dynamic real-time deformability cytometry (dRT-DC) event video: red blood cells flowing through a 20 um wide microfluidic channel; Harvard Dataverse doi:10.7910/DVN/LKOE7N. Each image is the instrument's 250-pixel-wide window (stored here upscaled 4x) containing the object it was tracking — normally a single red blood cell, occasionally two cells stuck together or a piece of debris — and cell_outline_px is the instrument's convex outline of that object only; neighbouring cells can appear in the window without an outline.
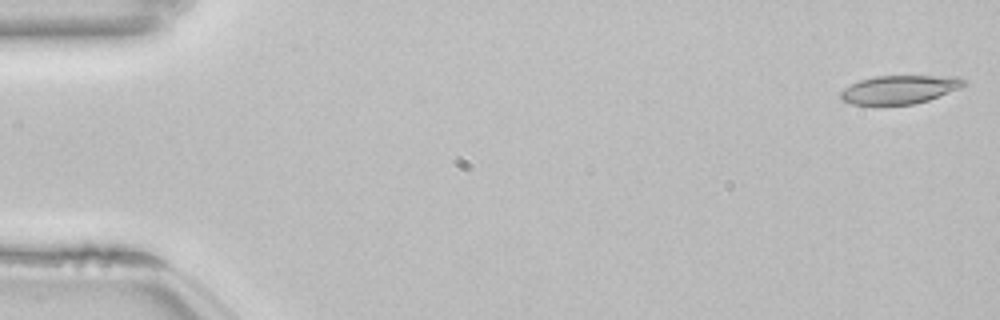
{"species": "common noctule bat (a hibernating species)", "species_latin": "Nyctalus noctula", "temperature_condition": "room temperature", "stored_images_in_passage": 53, "camera_frame_rate_fps": 3000, "um_per_image_px": 0.085, "animal": {"sex": "female", "body_mass_g": 22.7, "forearm_length_mm": 54.2}, "frame": {"image": 1, "passage_image": 1, "time_ms": 0.0, "image_size_px": [1000, 320], "cell_outline_px": [[968, 84], [960, 88], [928, 100], [912, 104], [852, 104], [840, 100], [840, 92], [844, 88], [860, 80], [876, 76], [960, 76]], "centroid_in_image_um": [76.48, 7.6], "position_along_channel_um": 8.5, "area_um2": 20.35}}
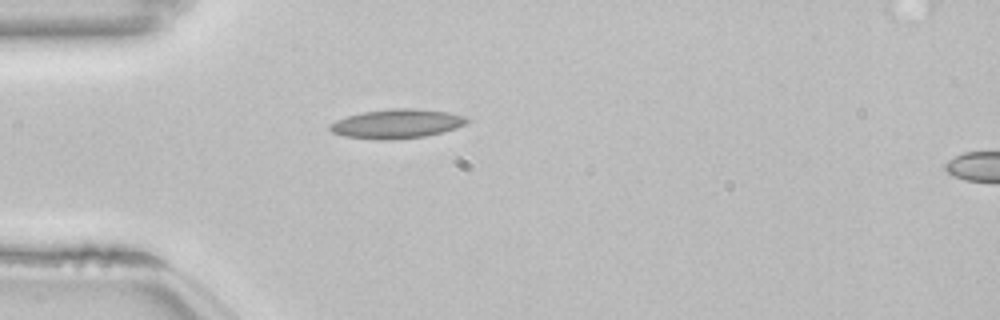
{"frame": {"image": 2, "passage_image": 15, "time_ms": 4.667, "image_size_px": [1000, 320], "cell_outline_px": [[468, 120], [464, 124], [456, 128], [424, 136], [392, 140], [380, 140], [344, 136], [332, 132], [328, 128], [328, 124], [336, 120], [348, 116], [364, 112], [392, 108], [416, 108], [448, 112], [464, 116]], "centroid_in_image_um": [33.69, 10.52], "position_along_channel_um": 51.3, "area_um2": 23.18}}
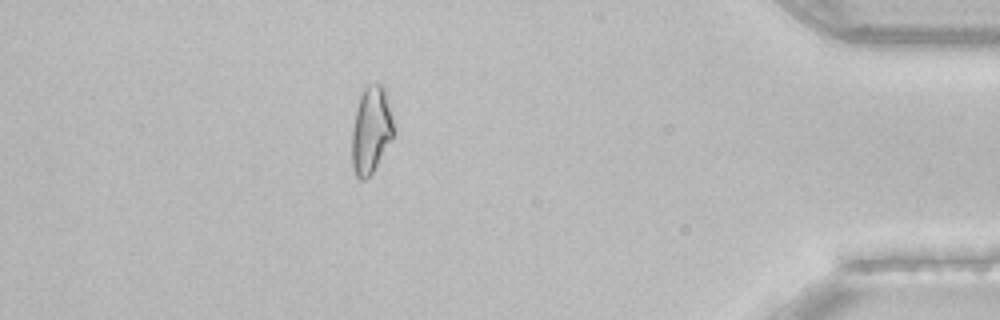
{"frame": {"image": 3, "passage_image": 47, "time_ms": 15.333, "image_size_px": [1000, 320], "cell_outline_px": [[396, 132], [392, 140], [372, 172], [364, 180], [360, 180], [356, 176], [352, 164], [352, 128], [356, 108], [360, 96], [364, 88], [368, 84], [380, 84], [388, 92], [396, 128]], "centroid_in_image_um": [31.58, 11.01], "position_along_channel_um": 403.6, "area_um2": 21.68}, "authors_computed_cell_mechanics": {"area_um2": 20.9814, "velocity_mm_per_s": 3.8536, "shape_relaxation_time_tau1_ms": null, "shape_relaxation_time_tau2_ms": 3.3538, "deformation_change_tau1": null, "deformation_change_tau2": 0.1033}}